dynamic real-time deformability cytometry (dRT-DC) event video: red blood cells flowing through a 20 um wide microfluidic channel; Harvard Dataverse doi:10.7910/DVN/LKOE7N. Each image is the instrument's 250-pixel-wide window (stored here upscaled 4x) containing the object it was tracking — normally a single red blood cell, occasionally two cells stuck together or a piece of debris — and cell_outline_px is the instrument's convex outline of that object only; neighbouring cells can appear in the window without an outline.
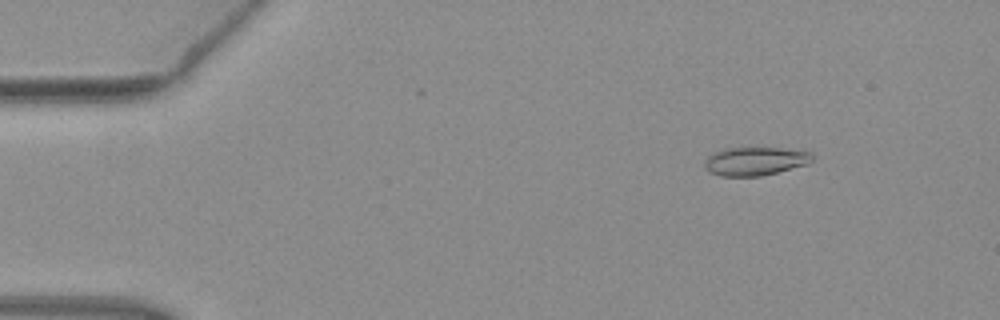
{"species": "common noctule bat (a hibernating species)", "species_latin": "Nyctalus noctula", "temperature_condition": "warm", "stored_images_in_passage": 5, "camera_frame_rate_fps": 3000, "um_per_image_px": 0.085, "animal": {"sex": "female", "body_mass_g": 19.3, "forearm_length_mm": 54.1}, "frame": {"image": 1, "passage_image": 2, "time_ms": 0.333, "image_size_px": [1000, 320], "cell_outline_px": [[812, 160], [808, 164], [760, 176], [720, 176], [708, 172], [704, 168], [704, 160], [708, 156], [724, 148], [780, 148], [812, 152]], "centroid_in_image_um": [64.15, 13.7], "position_along_channel_um": 20.9, "area_um2": 17.8}}